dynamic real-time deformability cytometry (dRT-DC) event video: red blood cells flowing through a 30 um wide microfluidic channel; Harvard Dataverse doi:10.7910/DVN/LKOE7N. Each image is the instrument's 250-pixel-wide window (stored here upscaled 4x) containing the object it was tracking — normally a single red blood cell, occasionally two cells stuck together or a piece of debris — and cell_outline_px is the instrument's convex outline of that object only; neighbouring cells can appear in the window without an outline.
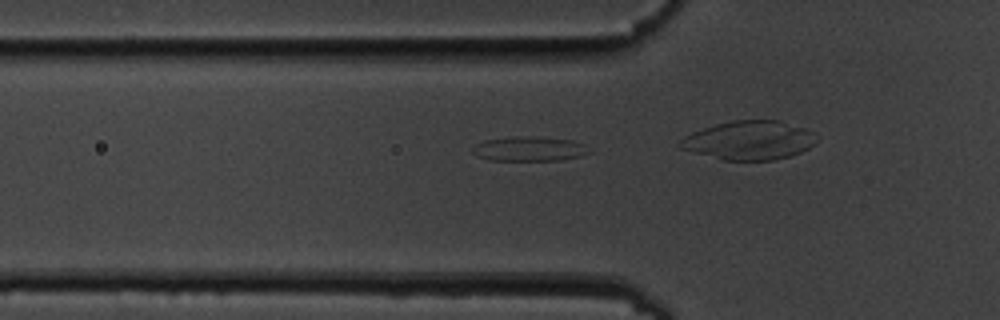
{"species": "common noctule bat (a hibernating species)", "species_latin": "Nyctalus noctula", "temperature_condition": "cold", "stored_images_in_passage": 37, "camera_frame_rate_fps": 3000, "um_per_image_px": 0.085, "animal": {"sex": "male", "body_mass_g": 19.5, "forearm_length_mm": 54.6}, "frame": {"image": 1, "passage_image": 12, "time_ms": 3.667, "image_size_px": [1000, 320], "cell_outline_px": [[592, 152], [580, 156], [560, 160], [488, 160], [476, 156], [472, 152], [472, 148], [476, 144], [484, 140], [520, 136], [532, 136], [572, 140], [584, 144]], "centroid_in_image_um": [44.98, 12.65], "position_along_channel_um": 80.8, "area_um2": 16.7}}
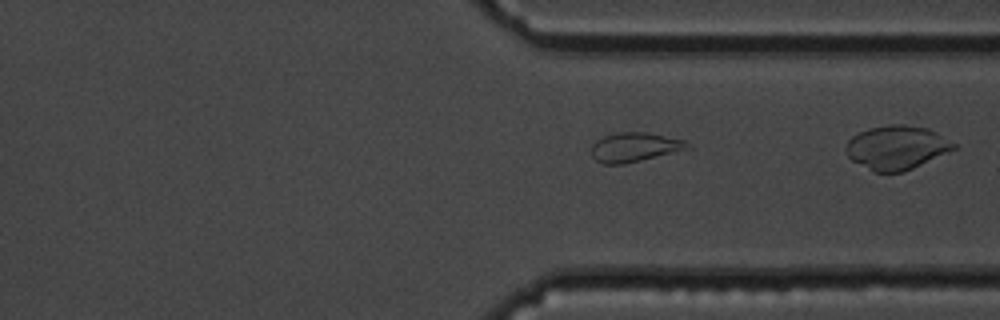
{"frame": {"image": 2, "passage_image": 35, "time_ms": 11.333, "image_size_px": [1000, 320], "cell_outline_px": [[692, 148], [624, 164], [604, 164], [596, 160], [592, 156], [592, 144], [596, 140], [604, 136], [616, 132], [648, 132], [684, 140], [692, 144]], "centroid_in_image_um": [53.96, 12.5], "position_along_channel_um": 357.4, "area_um2": 16.47}}